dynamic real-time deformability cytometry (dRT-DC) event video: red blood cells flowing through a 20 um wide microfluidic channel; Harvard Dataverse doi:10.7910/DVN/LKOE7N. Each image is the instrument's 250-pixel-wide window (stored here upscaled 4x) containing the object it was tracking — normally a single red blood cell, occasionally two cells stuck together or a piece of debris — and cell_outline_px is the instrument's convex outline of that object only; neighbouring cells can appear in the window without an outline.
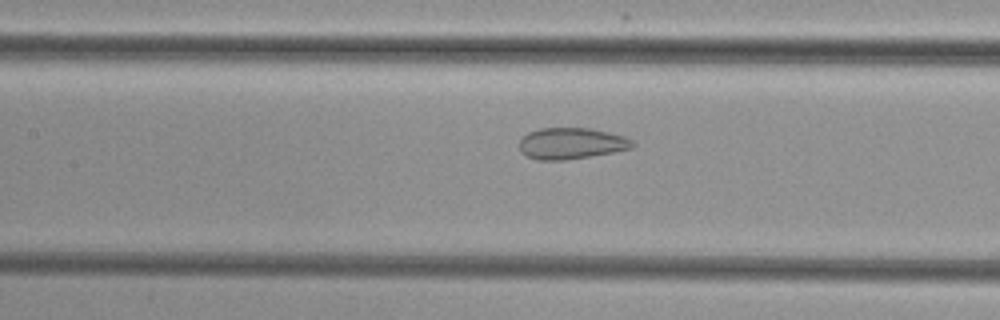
{"species": "common noctule bat (a hibernating species)", "species_latin": "Nyctalus noctula", "temperature_condition": "cold", "stored_images_in_passage": 53, "camera_frame_rate_fps": 3000, "um_per_image_px": 0.085, "animal": {"sex": "female", "body_mass_g": 29.2, "forearm_length_mm": 56.3}, "frame": {"image": 1, "passage_image": 25, "time_ms": 8.0, "image_size_px": [1000, 320], "cell_outline_px": [[636, 144], [632, 148], [592, 156], [564, 160], [536, 160], [520, 152], [520, 140], [528, 132], [540, 128], [592, 128], [624, 136], [632, 140]], "centroid_in_image_um": [48.56, 12.19], "position_along_channel_um": 158.8, "area_um2": 20.69}}
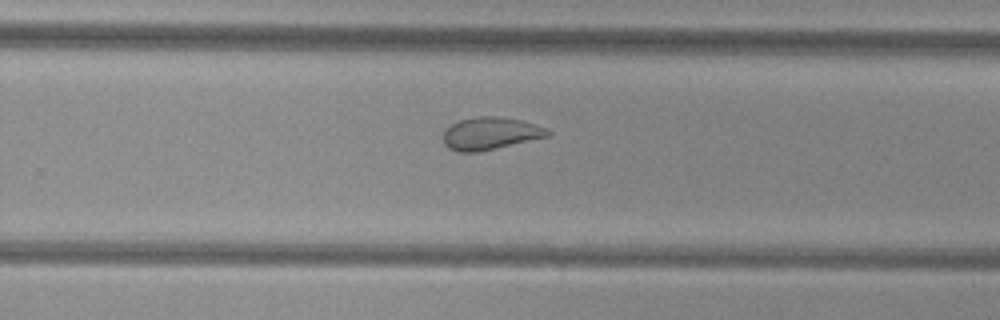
{"frame": {"image": 2, "passage_image": 35, "time_ms": 11.333, "image_size_px": [1000, 320], "cell_outline_px": [[552, 132], [548, 136], [480, 152], [456, 152], [448, 148], [444, 144], [444, 128], [460, 120], [476, 116], [496, 116], [520, 120], [548, 128]], "centroid_in_image_um": [41.66, 11.35], "position_along_channel_um": 288.1, "area_um2": 19.83}}
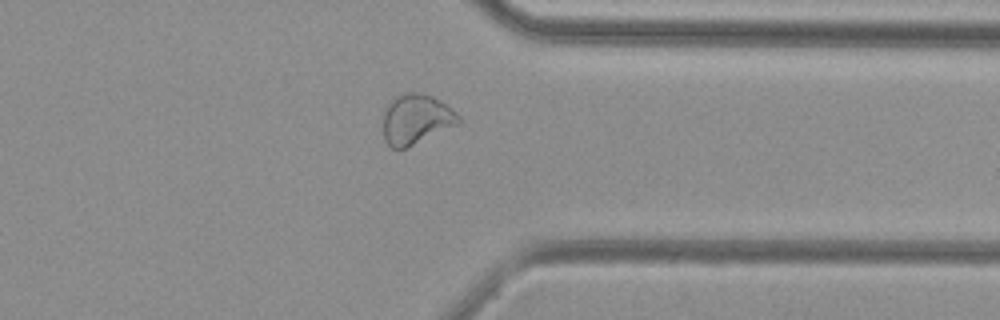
{"frame": {"image": 3, "passage_image": 42, "time_ms": 13.667, "image_size_px": [1000, 320], "cell_outline_px": [[460, 124], [404, 148], [392, 148], [384, 140], [384, 108], [388, 100], [404, 92], [420, 92], [432, 96], [440, 100], [452, 108], [460, 116]], "centroid_in_image_um": [35.37, 10.1], "position_along_channel_um": 376.0, "area_um2": 22.14}}